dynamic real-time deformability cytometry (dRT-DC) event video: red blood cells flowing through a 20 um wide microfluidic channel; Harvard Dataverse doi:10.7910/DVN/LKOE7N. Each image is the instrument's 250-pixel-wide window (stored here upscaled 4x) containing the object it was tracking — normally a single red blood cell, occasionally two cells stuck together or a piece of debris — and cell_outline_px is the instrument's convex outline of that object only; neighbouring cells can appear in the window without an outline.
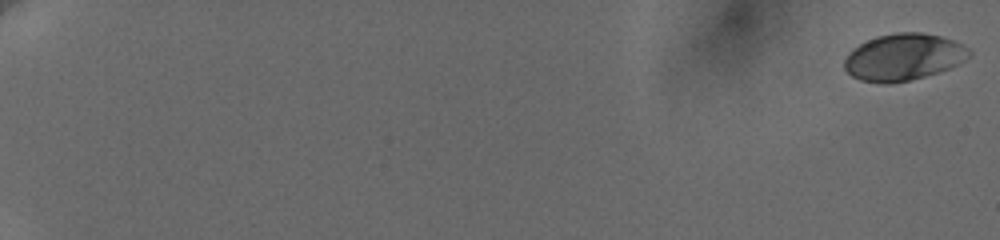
{"species": "human", "species_latin": "Homo sapiens", "temperature_condition": "cold", "stored_images_in_passage": 70, "camera_frame_rate_fps": 3000, "um_per_image_px": 0.085, "donor": {"sex": "female"}, "frame": {"image": 1, "passage_image": 1, "time_ms": 0.0, "image_size_px": [1000, 240], "cell_outline_px": [[972, 52], [964, 60], [948, 68], [924, 76], [908, 80], [860, 80], [852, 76], [844, 68], [844, 60], [848, 52], [852, 48], [876, 36], [896, 32], [920, 32], [940, 36], [952, 40], [968, 48]], "centroid_in_image_um": [76.78, 4.8], "position_along_channel_um": 8.2, "area_um2": 33.0}}
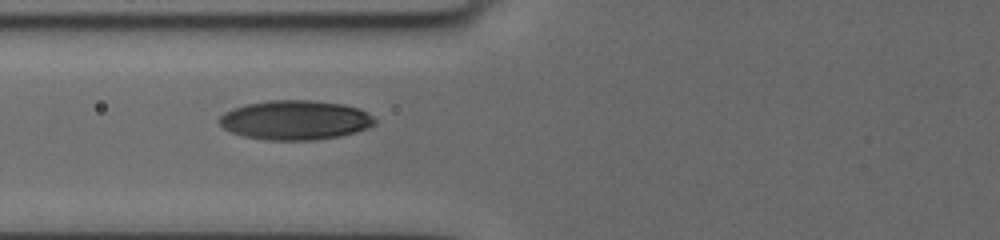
{"frame": {"image": 2, "passage_image": 35, "time_ms": 9.0, "image_size_px": [1000, 240], "cell_outline_px": [[376, 124], [368, 128], [356, 132], [340, 136], [316, 140], [264, 140], [244, 136], [232, 132], [224, 128], [216, 120], [224, 112], [232, 108], [244, 104], [268, 100], [312, 100], [344, 104], [360, 108], [372, 116], [376, 120]], "centroid_in_image_um": [25.09, 10.2], "position_along_channel_um": 100.7, "area_um2": 36.13}}
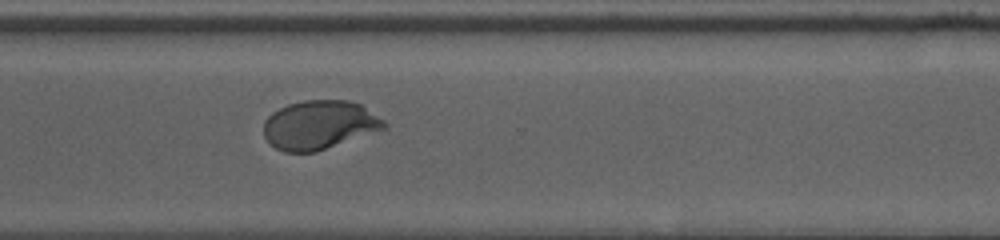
{"frame": {"image": 3, "passage_image": 69, "time_ms": 15.667, "image_size_px": [1000, 240], "cell_outline_px": [[388, 128], [316, 152], [284, 152], [276, 148], [264, 136], [264, 120], [272, 112], [288, 104], [304, 100], [348, 100], [360, 104], [384, 120], [388, 124]], "centroid_in_image_um": [27.16, 10.62], "position_along_channel_um": 343.4, "area_um2": 34.39}}